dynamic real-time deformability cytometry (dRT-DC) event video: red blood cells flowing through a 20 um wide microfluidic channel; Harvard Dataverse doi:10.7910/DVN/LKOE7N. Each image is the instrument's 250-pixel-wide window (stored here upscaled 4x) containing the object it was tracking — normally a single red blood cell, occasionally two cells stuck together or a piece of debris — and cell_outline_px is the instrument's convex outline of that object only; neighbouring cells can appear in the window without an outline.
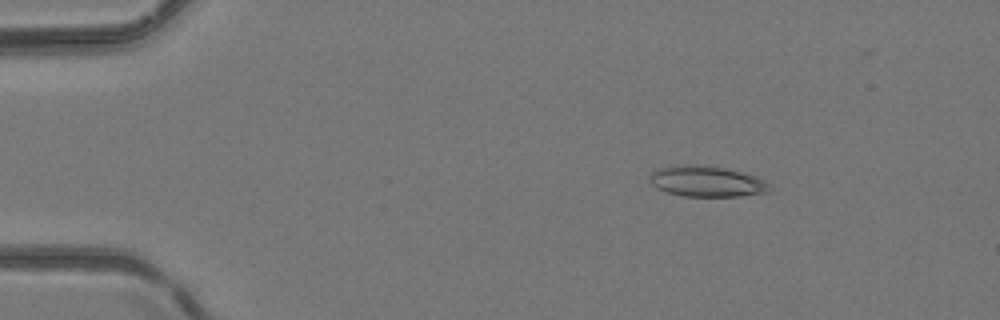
{"species": "common noctule bat (a hibernating species)", "species_latin": "Nyctalus noctula", "temperature_condition": "room temperature", "stored_images_in_passage": 4, "camera_frame_rate_fps": 3000, "um_per_image_px": 0.085, "animal": {"sex": "female", "body_mass_g": 24.6, "forearm_length_mm": 56.2}, "frame": {"image": 1, "passage_image": 2, "time_ms": 0.333, "image_size_px": [1000, 320], "cell_outline_px": [[772, 192], [740, 196], [680, 196], [656, 188], [648, 180], [648, 176], [652, 172], [660, 168], [676, 164], [692, 164], [724, 168], [740, 172], [764, 180], [772, 188]], "centroid_in_image_um": [60.04, 15.42], "position_along_channel_um": 25.0, "area_um2": 21.56}}